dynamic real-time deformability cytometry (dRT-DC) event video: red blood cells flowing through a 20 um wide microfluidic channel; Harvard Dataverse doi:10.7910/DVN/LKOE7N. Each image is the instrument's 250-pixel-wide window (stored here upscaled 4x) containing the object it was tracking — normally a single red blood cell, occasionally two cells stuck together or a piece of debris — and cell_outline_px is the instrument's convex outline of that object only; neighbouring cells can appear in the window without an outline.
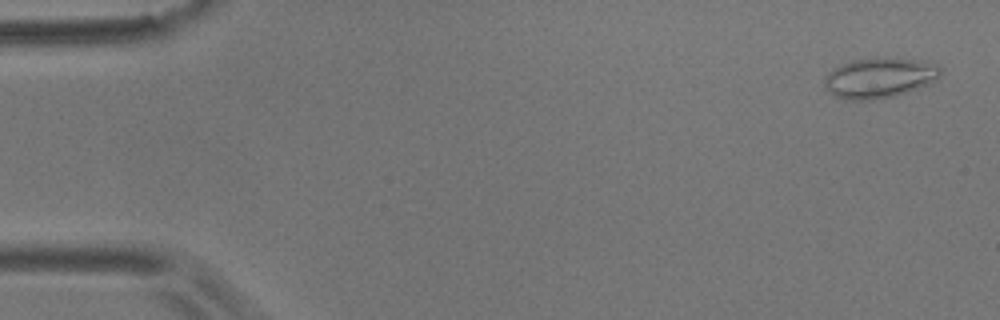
{"species": "common noctule bat (a hibernating species)", "species_latin": "Nyctalus noctula", "temperature_condition": "room temperature", "stored_images_in_passage": 5, "camera_frame_rate_fps": 3000, "um_per_image_px": 0.085, "animal": {"sex": "male", "body_mass_g": 17.9}, "frame": {"image": 1, "passage_image": 1, "time_ms": 0.0, "image_size_px": [1000, 320], "cell_outline_px": [[944, 68], [940, 76], [928, 84], [920, 88], [892, 96], [872, 100], [852, 100], [836, 96], [828, 92], [824, 84], [824, 76], [832, 68], [840, 64], [852, 60], [876, 56], [924, 60], [940, 64]], "centroid_in_image_um": [74.78, 6.57], "position_along_channel_um": 10.2, "area_um2": 27.92}}